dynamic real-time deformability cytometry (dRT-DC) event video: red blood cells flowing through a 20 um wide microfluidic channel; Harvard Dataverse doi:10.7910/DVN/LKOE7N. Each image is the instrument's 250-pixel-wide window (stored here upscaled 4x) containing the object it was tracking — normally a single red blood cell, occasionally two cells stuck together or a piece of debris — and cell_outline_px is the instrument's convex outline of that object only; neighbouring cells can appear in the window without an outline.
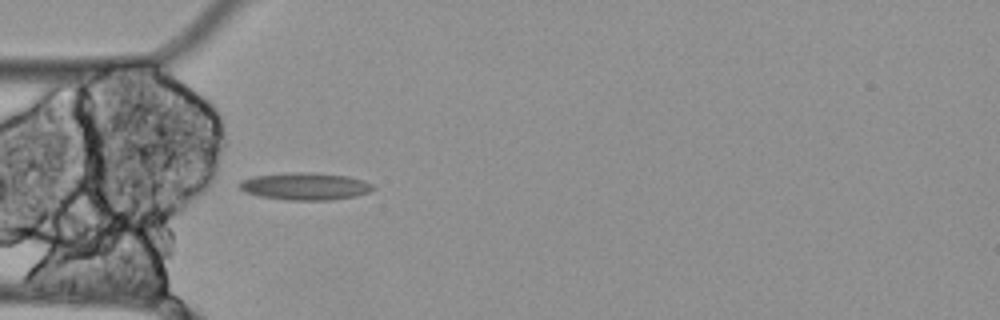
{"species": "Egyptian fruit bat (a non-hibernating species)", "species_latin": "Rousettus aegyptiacus", "temperature_condition": "cold", "stored_images_in_passage": 2, "camera_frame_rate_fps": 3000, "um_per_image_px": 0.085, "animal": {"sex": "female"}, "frame": {"image": 1, "passage_image": 2, "time_ms": 0.333, "image_size_px": [1000, 320], "cell_outline_px": [[376, 188], [368, 192], [356, 196], [332, 200], [288, 200], [260, 196], [244, 192], [236, 184], [240, 180], [252, 176], [284, 172], [312, 172], [348, 176], [364, 180], [372, 184]], "centroid_in_image_um": [25.91, 15.82], "position_along_channel_um": 59.1, "area_um2": 21.62}}